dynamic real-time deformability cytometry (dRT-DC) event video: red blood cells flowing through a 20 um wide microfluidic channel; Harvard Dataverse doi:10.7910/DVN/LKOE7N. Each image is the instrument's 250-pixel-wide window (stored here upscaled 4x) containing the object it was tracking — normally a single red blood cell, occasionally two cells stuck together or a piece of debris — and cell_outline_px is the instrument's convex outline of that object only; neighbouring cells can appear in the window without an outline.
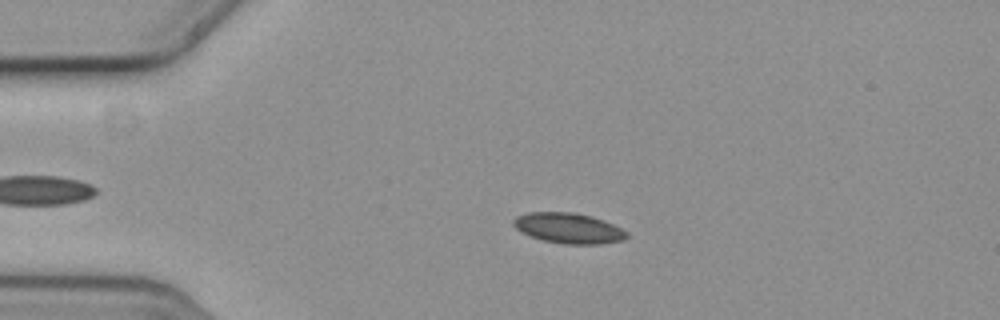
{"species": "common noctule bat (a hibernating species)", "species_latin": "Nyctalus noctula", "temperature_condition": "cold", "stored_images_in_passage": 58, "camera_frame_rate_fps": 3000, "um_per_image_px": 0.085, "animal": {"sex": "female", "body_mass_g": 19.3, "forearm_length_mm": 54.1}, "frame": {"image": 1, "passage_image": 13, "time_ms": 4.0, "image_size_px": [1000, 320], "cell_outline_px": [[628, 236], [624, 240], [600, 244], [564, 244], [544, 240], [520, 232], [512, 224], [512, 220], [516, 216], [528, 212], [572, 212], [592, 216], [604, 220], [628, 232]], "centroid_in_image_um": [48.32, 19.39], "position_along_channel_um": 36.7, "area_um2": 20.11}}
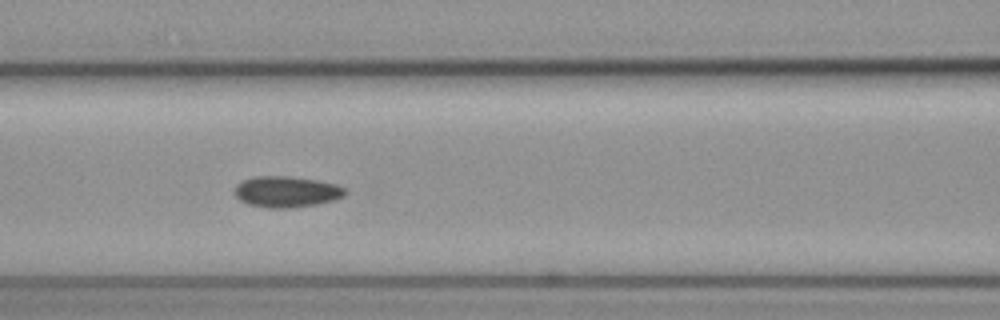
{"frame": {"image": 2, "passage_image": 25, "time_ms": 8.0, "image_size_px": [1000, 320], "cell_outline_px": [[348, 192], [344, 196], [336, 200], [316, 204], [288, 208], [268, 208], [248, 204], [240, 200], [236, 196], [236, 184], [244, 180], [256, 176], [288, 176], [316, 180], [336, 184], [344, 188]], "centroid_in_image_um": [24.38, 16.3], "position_along_channel_um": 142.2, "area_um2": 19.94}}
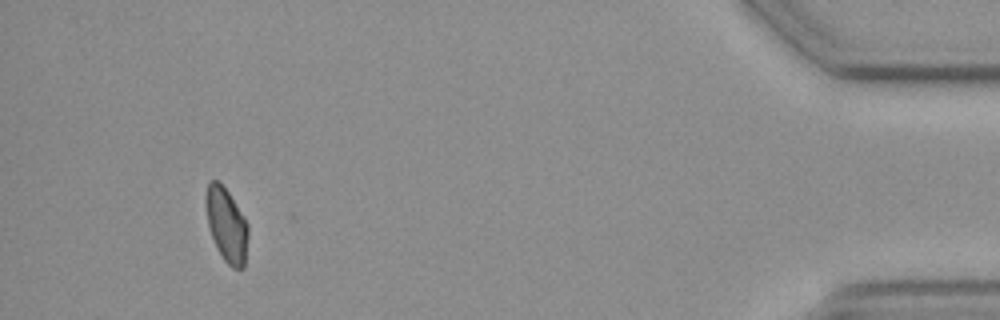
{"frame": {"image": 3, "passage_image": 54, "time_ms": 17.667, "image_size_px": [1000, 320], "cell_outline_px": [[248, 236], [244, 268], [232, 268], [224, 260], [216, 248], [208, 228], [204, 196], [208, 180], [220, 180], [244, 216], [248, 224]], "centroid_in_image_um": [19.23, 19.08], "position_along_channel_um": 416.0, "area_um2": 18.61}, "authors_computed_cell_mechanics": {"area_um2": 19.2474, "velocity_mm_per_s": 3.5945, "shape_relaxation_time_tau1_ms": 7.0358, "shape_relaxation_time_tau2_ms": 8.9082, "deformation_change_tau1": 0.0835, "deformation_change_tau2": 0.1049}}